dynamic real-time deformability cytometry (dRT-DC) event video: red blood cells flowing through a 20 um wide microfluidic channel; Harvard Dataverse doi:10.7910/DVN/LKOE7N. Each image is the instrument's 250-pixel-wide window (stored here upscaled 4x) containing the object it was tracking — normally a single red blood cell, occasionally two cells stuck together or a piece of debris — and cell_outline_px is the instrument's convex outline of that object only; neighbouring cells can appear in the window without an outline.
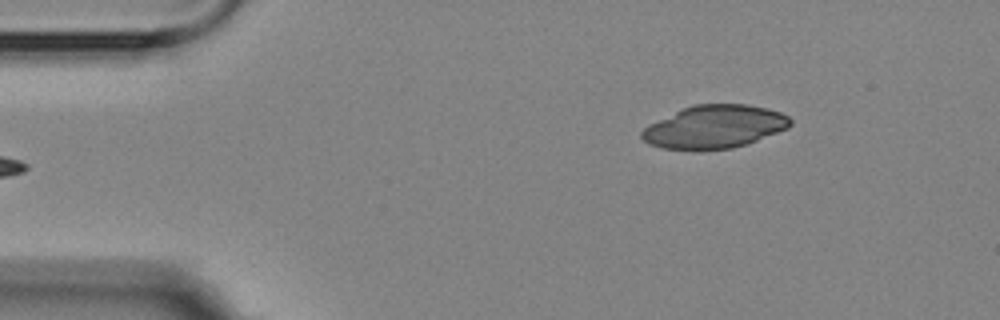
{"species": "Egyptian fruit bat (a non-hibernating species)", "species_latin": "Rousettus aegyptiacus", "temperature_condition": "room temperature", "stored_images_in_passage": 6, "camera_frame_rate_fps": 3000, "um_per_image_px": 0.085, "animal": {"sex": "female"}, "frame": {"image": 1, "passage_image": 6, "time_ms": 6.0, "image_size_px": [1000, 320], "cell_outline_px": [[792, 124], [788, 128], [748, 144], [732, 148], [700, 152], [696, 152], [664, 148], [648, 144], [640, 136], [640, 132], [648, 124], [692, 104], [748, 104], [768, 108], [780, 112], [788, 116], [792, 120]], "centroid_in_image_um": [60.72, 10.8], "position_along_channel_um": 24.3, "area_um2": 37.97}}